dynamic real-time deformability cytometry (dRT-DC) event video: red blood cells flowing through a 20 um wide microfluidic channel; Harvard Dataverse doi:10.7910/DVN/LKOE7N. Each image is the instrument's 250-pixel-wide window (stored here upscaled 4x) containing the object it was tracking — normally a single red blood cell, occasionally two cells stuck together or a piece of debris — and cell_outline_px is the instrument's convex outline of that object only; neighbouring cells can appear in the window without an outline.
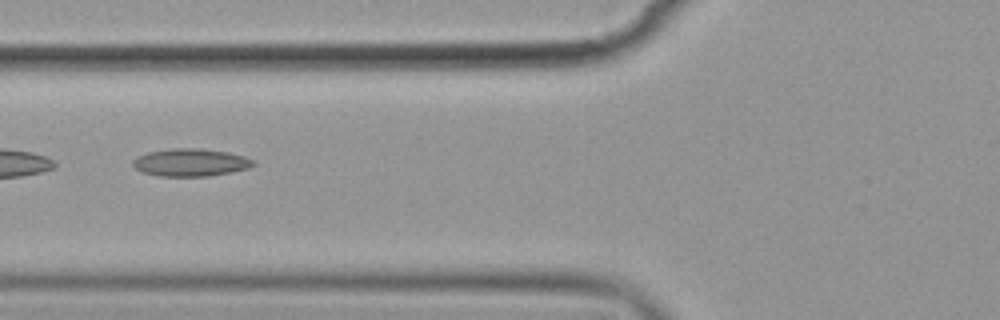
{"species": "common noctule bat (a hibernating species)", "species_latin": "Nyctalus noctula", "temperature_condition": "cold", "stored_images_in_passage": 14, "segment_of_instrument_passage": [2, 2], "camera_frame_rate_fps": 3000, "um_per_image_px": 0.085, "animal": {"sex": "female", "body_mass_g": 19.9}, "frame": {"image": 1, "passage_image": 6, "time_ms": 7.0, "image_size_px": [1000, 320], "cell_outline_px": [[256, 164], [248, 168], [232, 172], [208, 176], [160, 176], [140, 172], [132, 164], [132, 160], [136, 156], [148, 152], [172, 148], [200, 148], [228, 152], [244, 156], [256, 160]], "centroid_in_image_um": [16.2, 13.8], "position_along_channel_um": 109.6, "area_um2": 19.59}}
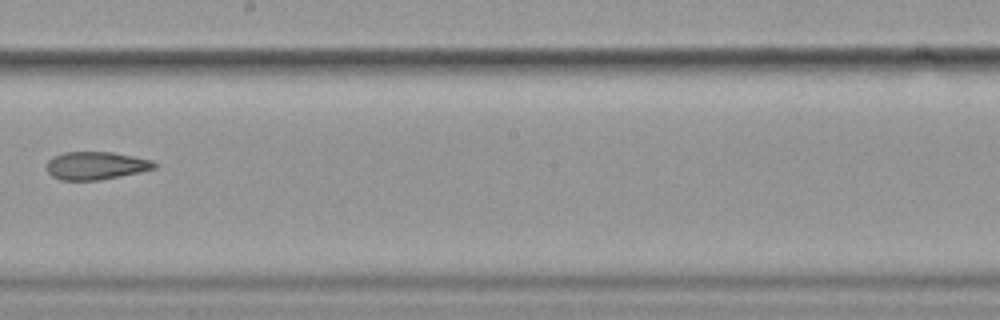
{"frame": {"image": 2, "passage_image": 9, "time_ms": 10.667, "image_size_px": [1000, 320], "cell_outline_px": [[156, 168], [140, 172], [100, 180], [60, 180], [52, 176], [48, 172], [48, 160], [52, 156], [64, 152], [112, 152], [152, 160], [156, 164]], "centroid_in_image_um": [8.14, 14.08], "position_along_channel_um": 240.1, "area_um2": 17.46}}
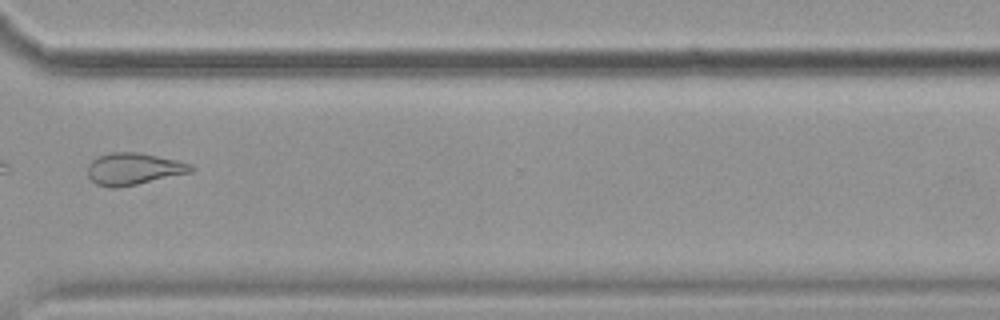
{"frame": {"image": 3, "passage_image": 12, "time_ms": 14.0, "image_size_px": [1000, 320], "cell_outline_px": [[196, 168], [192, 172], [136, 184], [116, 188], [112, 188], [96, 184], [88, 176], [88, 164], [92, 160], [100, 156], [112, 152], [136, 152], [176, 160], [192, 164]], "centroid_in_image_um": [11.36, 14.36], "position_along_channel_um": 359.2, "area_um2": 19.02}}